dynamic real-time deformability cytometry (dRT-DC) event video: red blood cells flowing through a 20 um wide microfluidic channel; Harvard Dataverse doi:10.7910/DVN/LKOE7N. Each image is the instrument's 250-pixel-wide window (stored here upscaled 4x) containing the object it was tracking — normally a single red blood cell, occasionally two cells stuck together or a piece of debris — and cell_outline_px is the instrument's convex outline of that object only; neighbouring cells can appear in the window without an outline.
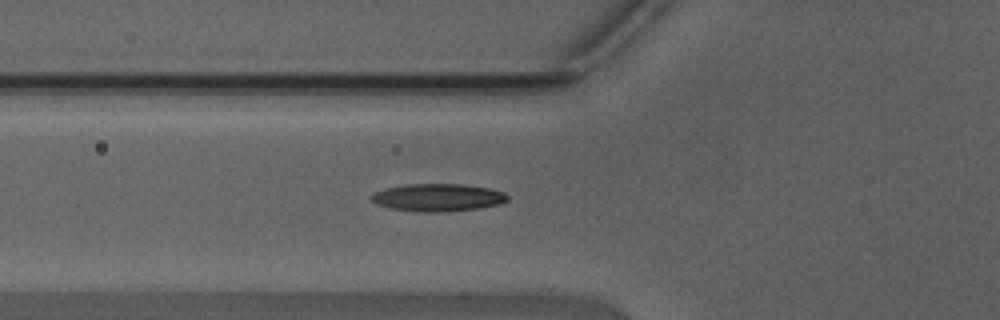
{"species": "Egyptian fruit bat (a non-hibernating species)", "species_latin": "Rousettus aegyptiacus", "temperature_condition": "warm", "stored_images_in_passage": 31, "camera_frame_rate_fps": 3000, "um_per_image_px": 0.085, "animal": {"sex": "male"}, "frame": {"image": 1, "passage_image": 2, "time_ms": 0.333, "image_size_px": [1000, 320], "cell_outline_px": [[508, 200], [500, 204], [480, 208], [448, 212], [420, 212], [388, 208], [376, 204], [372, 200], [372, 196], [376, 192], [384, 188], [404, 184], [464, 184], [488, 188], [504, 192], [508, 196]], "centroid_in_image_um": [37.23, 16.79], "position_along_channel_um": 88.6, "area_um2": 22.08}}
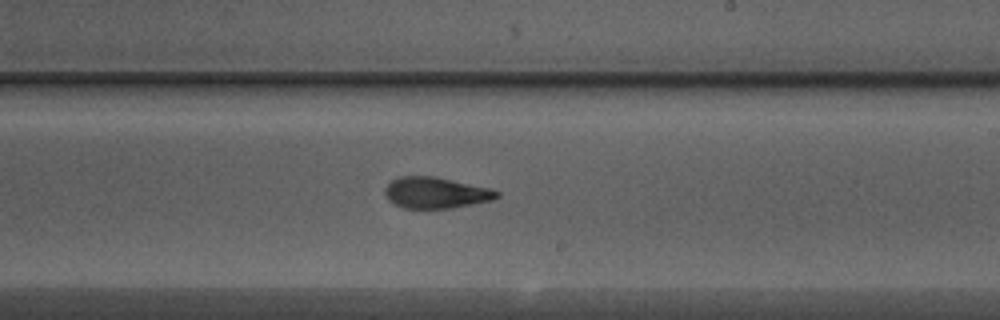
{"frame": {"image": 2, "passage_image": 13, "time_ms": 4.0, "image_size_px": [1000, 320], "cell_outline_px": [[500, 196], [492, 200], [452, 208], [404, 208], [392, 204], [388, 200], [384, 192], [384, 188], [392, 180], [400, 176], [432, 176], [488, 188], [500, 192]], "centroid_in_image_um": [37.0, 16.39], "position_along_channel_um": 252.0, "area_um2": 20.17}}
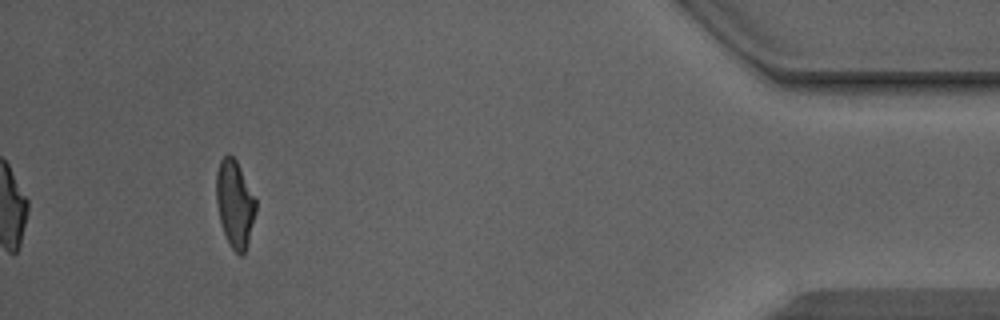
{"frame": {"image": 3, "passage_image": 28, "time_ms": 9.0, "image_size_px": [1000, 320], "cell_outline_px": [[256, 212], [248, 244], [244, 252], [240, 256], [232, 248], [224, 232], [220, 220], [216, 200], [216, 172], [220, 160], [228, 152], [236, 160], [256, 200]], "centroid_in_image_um": [19.96, 17.3], "position_along_channel_um": 415.2, "area_um2": 19.88}, "authors_computed_cell_mechanics": {"area_um2": 20.4612, "velocity_mm_per_s": 4.4466, "shape_relaxation_time_tau1_ms": 7.1902, "shape_relaxation_time_tau2_ms": 2.115, "deformation_change_tau1": 0.239, "deformation_change_tau2": 0.1089}}